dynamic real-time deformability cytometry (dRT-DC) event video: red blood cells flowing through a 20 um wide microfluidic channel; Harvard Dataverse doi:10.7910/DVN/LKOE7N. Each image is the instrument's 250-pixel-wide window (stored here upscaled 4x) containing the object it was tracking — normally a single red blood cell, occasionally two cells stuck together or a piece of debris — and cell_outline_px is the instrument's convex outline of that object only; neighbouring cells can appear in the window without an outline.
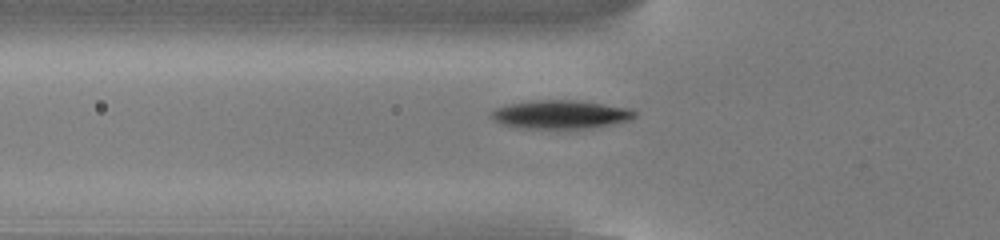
{"species": "common noctule bat (a hibernating species)", "species_latin": "Nyctalus noctula", "temperature_condition": "cold", "stored_images_in_passage": 38, "camera_frame_rate_fps": 3000, "um_per_image_px": 0.085, "animal": {"sex": "male", "body_mass_g": 13.0, "forearm_length_mm": 53.1}, "frame": {"image": 1, "passage_image": 3, "time_ms": 0.667, "image_size_px": [1000, 240], "cell_outline_px": [[636, 116], [632, 120], [592, 128], [516, 128], [492, 120], [488, 116], [488, 112], [496, 108], [508, 104], [532, 100], [576, 100], [632, 108], [636, 112]], "centroid_in_image_um": [47.64, 9.73], "position_along_channel_um": 78.2, "area_um2": 24.16}}
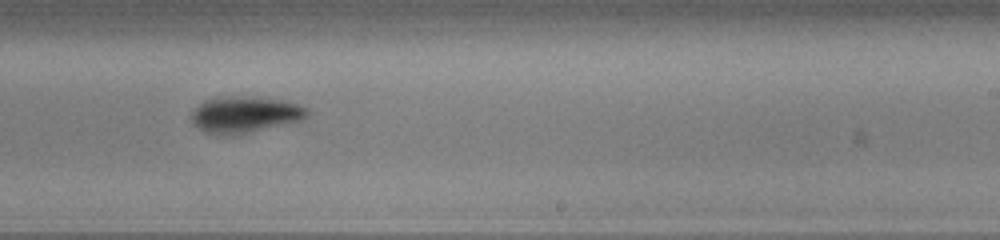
{"frame": {"image": 2, "passage_image": 18, "time_ms": 5.667, "image_size_px": [1000, 240], "cell_outline_px": [[308, 116], [300, 120], [236, 136], [208, 132], [192, 124], [192, 112], [204, 100], [216, 96], [252, 96], [284, 100], [308, 108]], "centroid_in_image_um": [20.82, 9.72], "position_along_channel_um": 268.2, "area_um2": 24.57}}
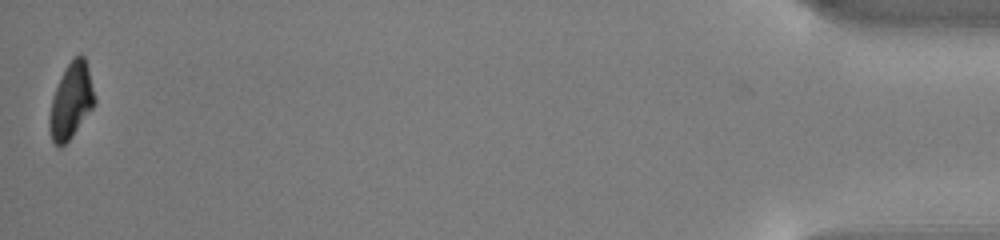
{"frame": {"image": 3, "passage_image": 38, "time_ms": 12.333, "image_size_px": [1000, 240], "cell_outline_px": [[96, 104], [72, 136], [60, 148], [52, 140], [48, 128], [48, 120], [52, 96], [68, 64], [80, 52], [84, 56], [88, 68], [96, 100]], "centroid_in_image_um": [6.04, 8.6], "position_along_channel_um": 429.2, "area_um2": 19.71}, "authors_computed_cell_mechanics": {"area_um2": 23.4668, "velocity_mm_per_s": 3.807, "shape_relaxation_time_tau1_ms": 2.0482, "shape_relaxation_time_tau2_ms": 5.4606, "deformation_change_tau1": 0.1339, "deformation_change_tau2": 0.0845}}